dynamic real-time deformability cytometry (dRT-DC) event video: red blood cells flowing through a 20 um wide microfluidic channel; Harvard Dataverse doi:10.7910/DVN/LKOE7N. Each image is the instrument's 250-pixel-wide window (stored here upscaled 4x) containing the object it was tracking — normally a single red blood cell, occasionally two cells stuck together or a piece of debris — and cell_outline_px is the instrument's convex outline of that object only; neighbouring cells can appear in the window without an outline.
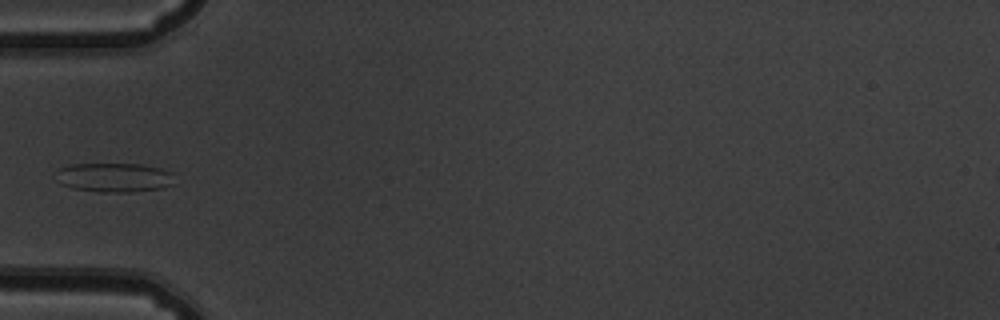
{"species": "common noctule bat (a hibernating species)", "species_latin": "Nyctalus noctula", "temperature_condition": "warm", "stored_images_in_passage": 36, "camera_frame_rate_fps": 3000, "um_per_image_px": 0.085, "animal": {"sex": "male", "body_mass_g": 19.5, "forearm_length_mm": 54.6}, "frame": {"image": 1, "passage_image": 1, "time_ms": 0.0, "image_size_px": [1000, 320], "cell_outline_px": [[176, 184], [164, 188], [132, 192], [100, 192], [72, 188], [60, 184], [56, 172], [60, 168], [72, 164], [140, 164], [160, 168], [172, 172]], "centroid_in_image_um": [9.76, 15.09], "position_along_channel_um": 75.2, "area_um2": 20.4}}
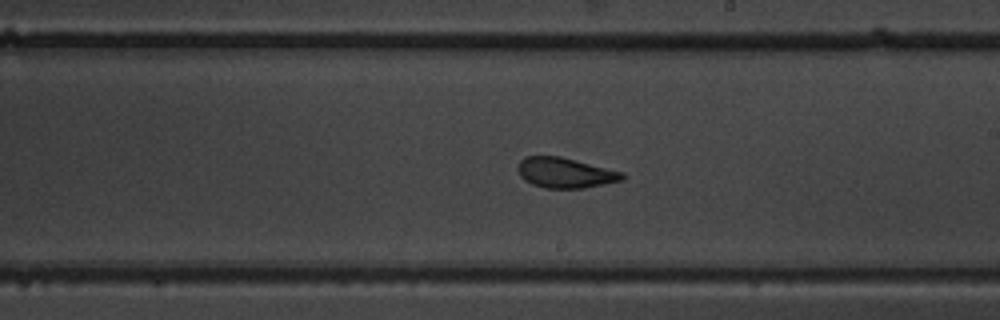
{"frame": {"image": 2, "passage_image": 14, "time_ms": 4.333, "image_size_px": [1000, 320], "cell_outline_px": [[624, 180], [584, 188], [544, 188], [532, 184], [524, 180], [520, 176], [516, 168], [520, 160], [524, 156], [560, 156], [624, 172]], "centroid_in_image_um": [48.02, 14.68], "position_along_channel_um": 241.0, "area_um2": 18.55}}
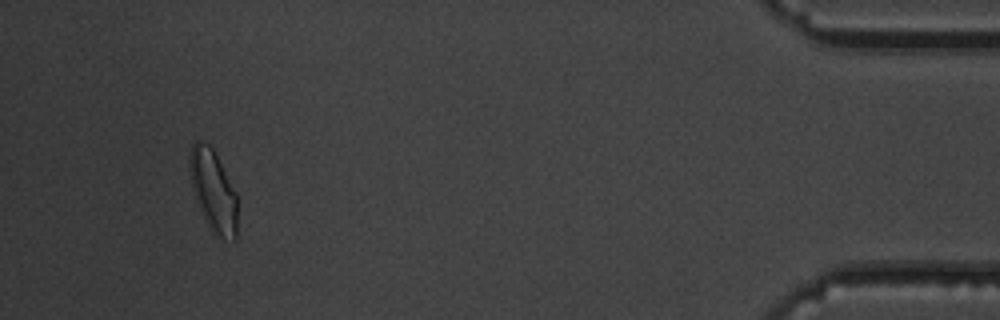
{"frame": {"image": 3, "passage_image": 33, "time_ms": 10.667, "image_size_px": [1000, 320], "cell_outline_px": [[236, 240], [232, 240], [220, 236], [212, 232], [208, 228], [200, 208], [192, 184], [188, 164], [188, 156], [192, 144], [196, 140], [200, 140], [208, 144], [212, 148], [236, 192]], "centroid_in_image_um": [18.11, 16.19], "position_along_channel_um": 417.1, "area_um2": 22.31}}